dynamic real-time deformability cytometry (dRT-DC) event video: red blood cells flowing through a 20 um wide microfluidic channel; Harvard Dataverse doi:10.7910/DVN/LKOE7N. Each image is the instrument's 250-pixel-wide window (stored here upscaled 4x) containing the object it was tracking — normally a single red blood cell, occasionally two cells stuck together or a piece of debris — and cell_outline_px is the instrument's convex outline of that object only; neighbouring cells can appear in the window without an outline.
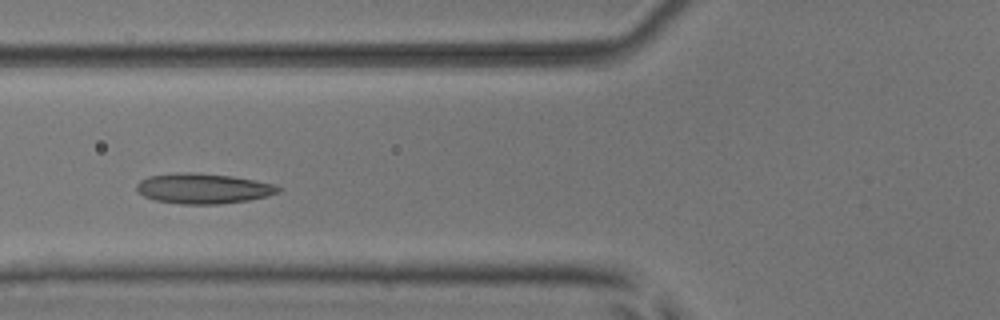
{"species": "common noctule bat (a hibernating species)", "species_latin": "Nyctalus noctula", "temperature_condition": "room temperature", "stored_images_in_passage": 5, "camera_frame_rate_fps": 3000, "um_per_image_px": 0.085, "animal": {"sex": "male", "body_mass_g": 17.9, "forearm_length_mm": 54.2}, "frame": {"image": 1, "passage_image": 4, "time_ms": 3.667, "image_size_px": [1000, 320], "cell_outline_px": [[284, 188], [280, 192], [268, 196], [248, 200], [220, 204], [180, 204], [156, 200], [144, 196], [136, 188], [136, 184], [140, 180], [148, 176], [184, 172], [192, 172], [232, 176], [276, 184]], "centroid_in_image_um": [17.32, 16.02], "position_along_channel_um": 108.5, "area_um2": 25.03}}
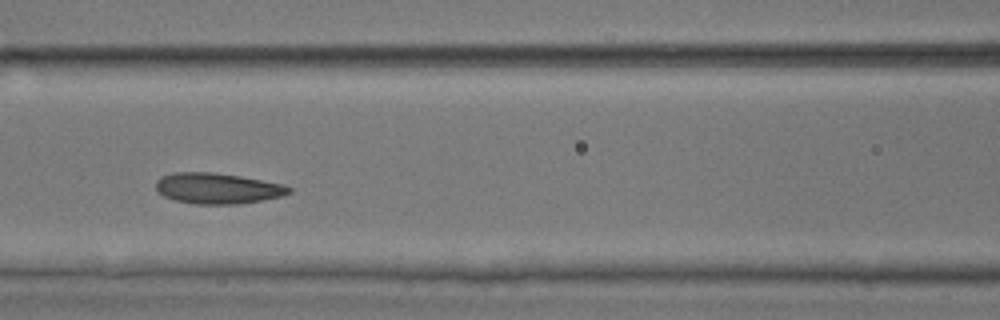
{"frame": {"image": 2, "passage_image": 5, "time_ms": 4.667, "image_size_px": [1000, 320], "cell_outline_px": [[292, 192], [284, 196], [240, 204], [196, 204], [176, 200], [164, 196], [156, 188], [156, 180], [160, 176], [172, 172], [212, 172], [240, 176], [284, 184], [292, 188]], "centroid_in_image_um": [18.51, 16.0], "position_along_channel_um": 148.1, "area_um2": 23.99}}